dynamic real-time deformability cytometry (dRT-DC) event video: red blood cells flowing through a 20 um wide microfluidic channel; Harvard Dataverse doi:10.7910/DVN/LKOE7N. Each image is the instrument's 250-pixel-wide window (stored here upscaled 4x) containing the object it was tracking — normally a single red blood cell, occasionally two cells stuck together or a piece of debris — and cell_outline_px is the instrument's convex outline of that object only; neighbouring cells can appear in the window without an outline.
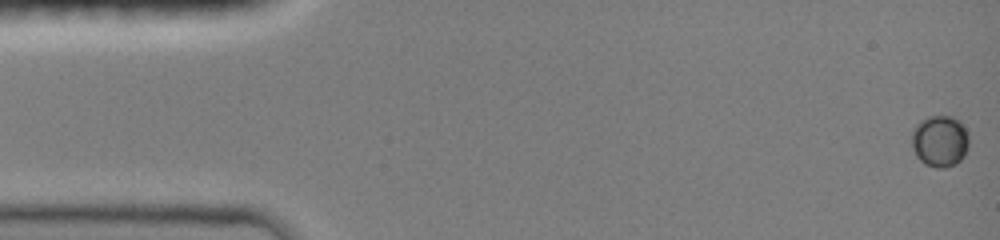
{"species": "common noctule bat (a hibernating species)", "species_latin": "Nyctalus noctula", "temperature_condition": "room temperature", "stored_images_in_passage": 48, "camera_frame_rate_fps": 3000, "um_per_image_px": 0.085, "animal": {"sex": "female", "body_mass_g": 19.0, "forearm_length_mm": 51.5}, "frame": {"image": 1, "passage_image": 1, "time_ms": 0.0, "image_size_px": [1000, 240], "cell_outline_px": [[968, 148], [964, 156], [956, 164], [944, 168], [936, 168], [924, 164], [916, 156], [912, 148], [912, 132], [916, 124], [920, 120], [928, 116], [952, 116], [960, 120], [968, 136]], "centroid_in_image_um": [79.88, 12.0], "position_along_channel_um": 5.1, "area_um2": 17.4}}
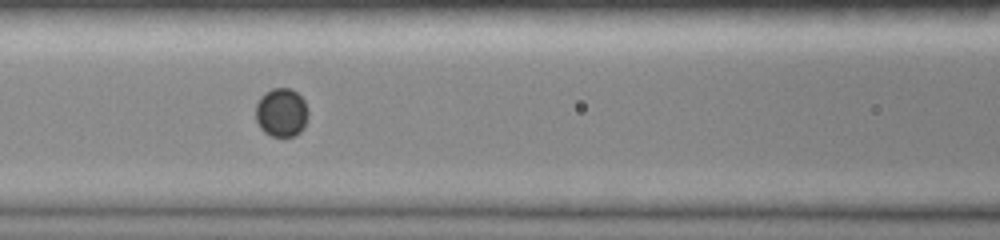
{"frame": {"image": 2, "passage_image": 21, "time_ms": 6.667, "image_size_px": [1000, 240], "cell_outline_px": [[308, 116], [304, 128], [296, 136], [272, 136], [264, 132], [260, 128], [256, 120], [256, 104], [260, 96], [264, 92], [272, 88], [292, 88], [304, 100], [308, 108]], "centroid_in_image_um": [23.93, 9.55], "position_along_channel_um": 142.7, "area_um2": 15.14}}
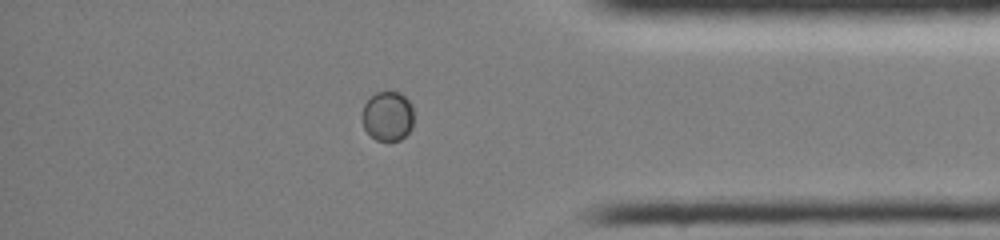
{"frame": {"image": 3, "passage_image": 41, "time_ms": 13.333, "image_size_px": [1000, 240], "cell_outline_px": [[412, 128], [400, 140], [376, 140], [364, 128], [364, 104], [376, 92], [400, 92], [412, 104]], "centroid_in_image_um": [32.98, 9.86], "position_along_channel_um": 402.2, "area_um2": 14.57}}